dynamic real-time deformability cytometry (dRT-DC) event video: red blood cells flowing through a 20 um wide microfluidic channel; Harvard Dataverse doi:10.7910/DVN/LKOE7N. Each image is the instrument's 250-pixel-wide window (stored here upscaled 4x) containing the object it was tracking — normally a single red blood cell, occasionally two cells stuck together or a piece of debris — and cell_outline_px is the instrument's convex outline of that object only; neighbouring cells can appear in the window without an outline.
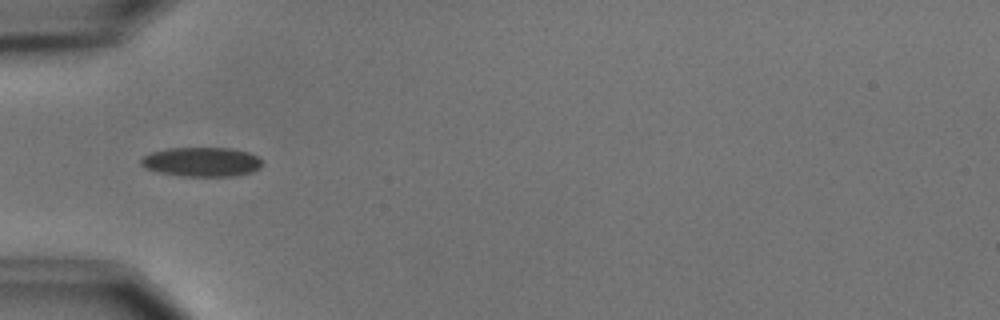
{"species": "common noctule bat (a hibernating species)", "species_latin": "Nyctalus noctula", "temperature_condition": "cold", "stored_images_in_passage": 8, "camera_frame_rate_fps": 3000, "um_per_image_px": 0.085, "animal": {"sex": "male", "body_mass_g": 15.6}, "frame": {"image": 1, "passage_image": 6, "time_ms": 5.667, "image_size_px": [1000, 320], "cell_outline_px": [[260, 168], [252, 172], [236, 176], [184, 176], [160, 172], [144, 168], [140, 164], [140, 160], [144, 156], [152, 152], [168, 148], [232, 148], [248, 152], [256, 156], [260, 160]], "centroid_in_image_um": [17.13, 13.76], "position_along_channel_um": 67.9, "area_um2": 20.63}}
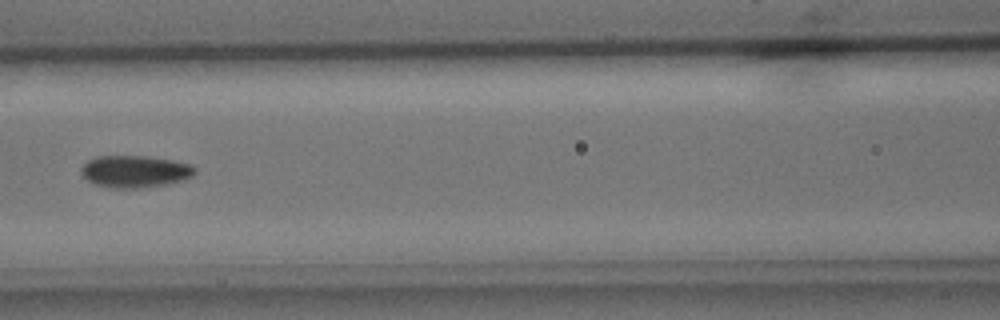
{"frame": {"image": 2, "passage_image": 8, "time_ms": 8.0, "image_size_px": [1000, 320], "cell_outline_px": [[196, 172], [192, 176], [168, 184], [140, 188], [112, 188], [96, 184], [88, 180], [84, 176], [80, 168], [88, 160], [96, 156], [148, 156], [172, 160], [188, 164], [196, 168]], "centroid_in_image_um": [11.46, 14.57], "position_along_channel_um": 155.1, "area_um2": 21.1}}